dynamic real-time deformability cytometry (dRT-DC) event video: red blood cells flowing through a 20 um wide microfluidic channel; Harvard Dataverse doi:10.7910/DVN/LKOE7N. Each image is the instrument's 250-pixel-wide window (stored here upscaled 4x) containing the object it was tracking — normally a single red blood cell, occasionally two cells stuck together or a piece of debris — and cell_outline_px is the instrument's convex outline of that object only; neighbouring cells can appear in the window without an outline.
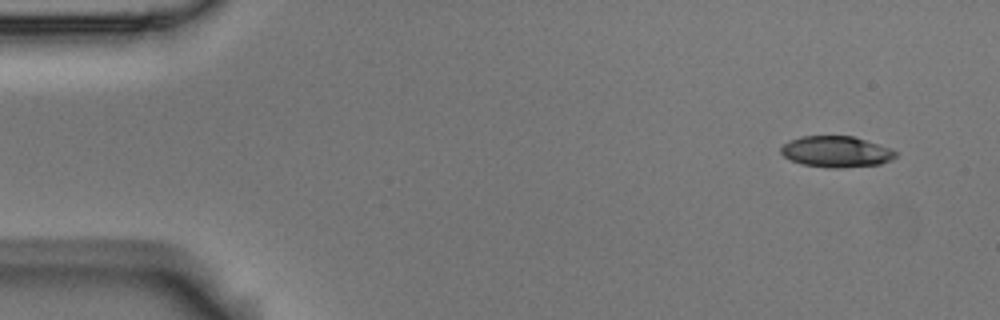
{"species": "Egyptian fruit bat (a non-hibernating species)", "species_latin": "Rousettus aegyptiacus", "temperature_condition": "room temperature", "stored_images_in_passage": 5, "segment_of_instrument_passage": [2, 2], "camera_frame_rate_fps": 3000, "um_per_image_px": 0.085, "animal": {"sex": "male"}, "frame": {"image": 1, "passage_image": 5, "time_ms": 1.333, "image_size_px": [1000, 320], "cell_outline_px": [[896, 156], [892, 160], [880, 164], [840, 168], [828, 168], [804, 164], [792, 160], [784, 156], [780, 152], [780, 148], [788, 140], [800, 136], [852, 136], [888, 148], [896, 152]], "centroid_in_image_um": [71.04, 12.89], "position_along_channel_um": 14.0, "area_um2": 20.58}}